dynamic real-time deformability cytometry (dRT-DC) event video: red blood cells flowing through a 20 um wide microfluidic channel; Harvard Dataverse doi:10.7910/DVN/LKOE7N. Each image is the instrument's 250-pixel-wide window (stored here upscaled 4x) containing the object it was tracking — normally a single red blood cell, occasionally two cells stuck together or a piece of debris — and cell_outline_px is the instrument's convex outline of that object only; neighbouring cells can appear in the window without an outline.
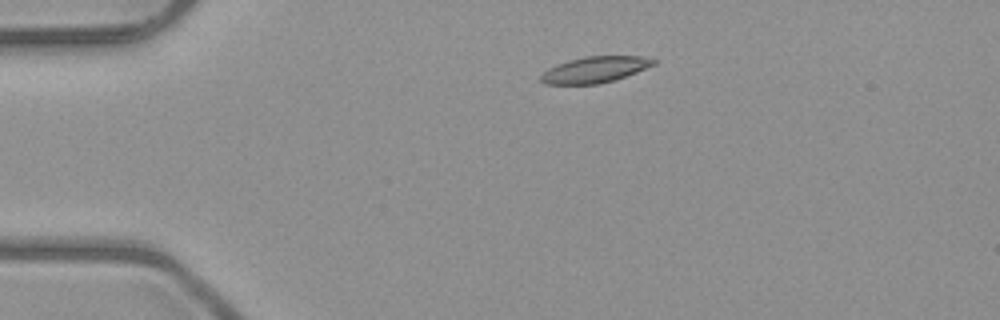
{"species": "common noctule bat (a hibernating species)", "species_latin": "Nyctalus noctula", "temperature_condition": "room temperature", "stored_images_in_passage": 4, "camera_frame_rate_fps": 3000, "um_per_image_px": 0.085, "animal": {"sex": "male", "body_mass_g": 23.1, "forearm_length_mm": 52.7}, "frame": {"image": 1, "passage_image": 3, "time_ms": 2.333, "image_size_px": [1000, 320], "cell_outline_px": [[656, 64], [636, 72], [600, 84], [544, 84], [540, 80], [540, 76], [548, 68], [556, 64], [568, 60], [584, 56], [644, 56], [656, 60]], "centroid_in_image_um": [50.54, 5.91], "position_along_channel_um": 34.5, "area_um2": 17.11}}